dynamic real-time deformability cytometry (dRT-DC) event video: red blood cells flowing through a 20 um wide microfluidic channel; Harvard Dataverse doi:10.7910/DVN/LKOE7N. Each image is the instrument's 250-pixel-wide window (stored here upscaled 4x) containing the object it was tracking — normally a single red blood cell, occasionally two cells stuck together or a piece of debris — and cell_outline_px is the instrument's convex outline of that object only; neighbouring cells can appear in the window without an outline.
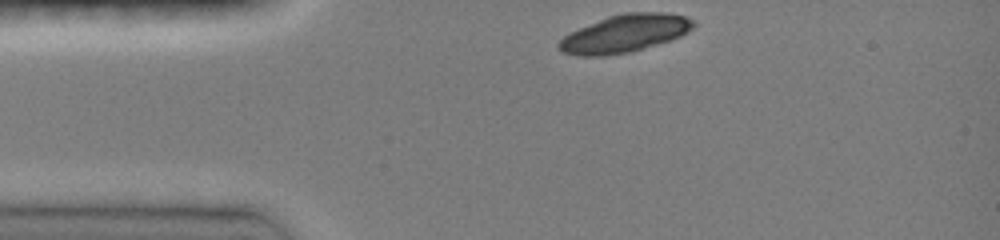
{"species": "common noctule bat (a hibernating species)", "species_latin": "Nyctalus noctula", "temperature_condition": "room temperature", "stored_images_in_passage": 52, "camera_frame_rate_fps": 3000, "um_per_image_px": 0.085, "animal": {"sex": "female", "body_mass_g": 19.0, "forearm_length_mm": 51.5}, "frame": {"image": 1, "passage_image": 1, "time_ms": 0.0, "image_size_px": [1000, 240], "cell_outline_px": [[696, 24], [688, 32], [680, 36], [656, 44], [628, 52], [604, 56], [576, 56], [564, 52], [556, 44], [564, 36], [580, 28], [608, 16], [624, 12], [668, 12], [684, 16], [692, 20]], "centroid_in_image_um": [53.11, 2.84], "position_along_channel_um": 31.9, "area_um2": 29.19}}